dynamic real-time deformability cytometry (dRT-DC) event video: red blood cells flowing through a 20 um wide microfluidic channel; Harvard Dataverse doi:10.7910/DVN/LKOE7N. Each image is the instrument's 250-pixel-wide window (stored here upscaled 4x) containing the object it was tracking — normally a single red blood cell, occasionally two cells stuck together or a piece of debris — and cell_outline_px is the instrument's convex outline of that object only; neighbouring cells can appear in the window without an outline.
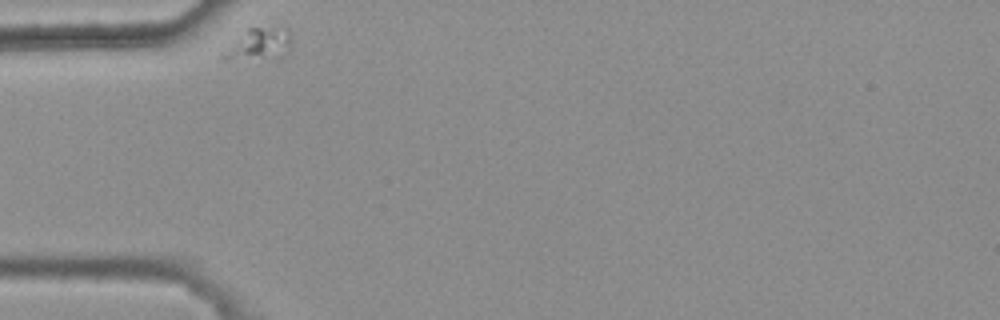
{"species": "common noctule bat (a hibernating species)", "species_latin": "Nyctalus noctula", "temperature_condition": "warm", "stored_images_in_passage": 2, "camera_frame_rate_fps": 3000, "um_per_image_px": 0.085, "animal": {"sex": "female", "body_mass_g": 25.1}, "frame": {"image": 1, "passage_image": 1, "time_ms": 0.0, "image_size_px": [1000, 320], "cell_outline_px": [[288, 52], [284, 60], [224, 60], [220, 56], [248, 28], [280, 24], [288, 28]], "centroid_in_image_um": [22.09, 3.78], "position_along_channel_um": 62.9, "area_um2": 13.29}}